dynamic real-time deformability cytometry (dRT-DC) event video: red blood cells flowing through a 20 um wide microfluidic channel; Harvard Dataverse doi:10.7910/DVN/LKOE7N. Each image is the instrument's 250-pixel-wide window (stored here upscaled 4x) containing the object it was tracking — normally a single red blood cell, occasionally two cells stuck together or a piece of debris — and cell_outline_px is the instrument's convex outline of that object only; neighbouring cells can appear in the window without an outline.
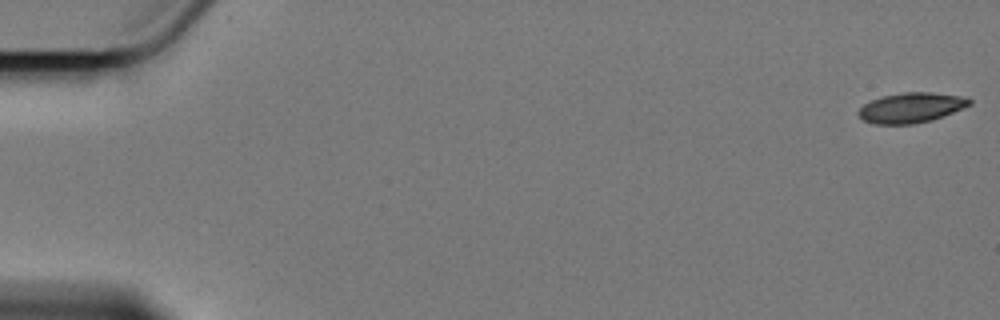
{"species": "Egyptian fruit bat (a non-hibernating species)", "species_latin": "Rousettus aegyptiacus", "temperature_condition": "cold", "stored_images_in_passage": 7, "camera_frame_rate_fps": 3000, "um_per_image_px": 0.085, "animal": {"sex": "female"}, "frame": {"image": 1, "passage_image": 1, "time_ms": 0.0, "image_size_px": [1000, 320], "cell_outline_px": [[972, 104], [952, 112], [928, 120], [912, 124], [876, 124], [864, 120], [856, 112], [864, 104], [872, 100], [884, 96], [904, 92], [932, 92], [960, 96], [972, 100]], "centroid_in_image_um": [77.42, 9.14], "position_along_channel_um": 7.6, "area_um2": 19.02}}
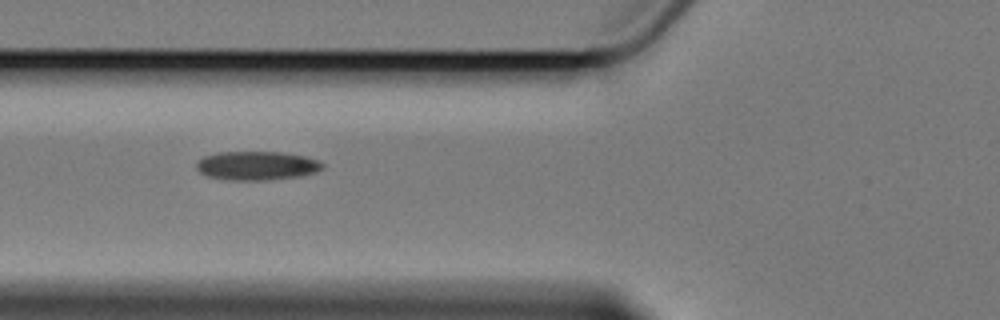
{"frame": {"image": 2, "passage_image": 6, "time_ms": 7.333, "image_size_px": [1000, 320], "cell_outline_px": [[324, 164], [316, 172], [300, 176], [260, 180], [224, 180], [208, 176], [200, 172], [196, 168], [196, 160], [204, 156], [216, 152], [280, 152], [304, 156], [316, 160]], "centroid_in_image_um": [21.75, 14.08], "position_along_channel_um": 104.0, "area_um2": 21.1}}
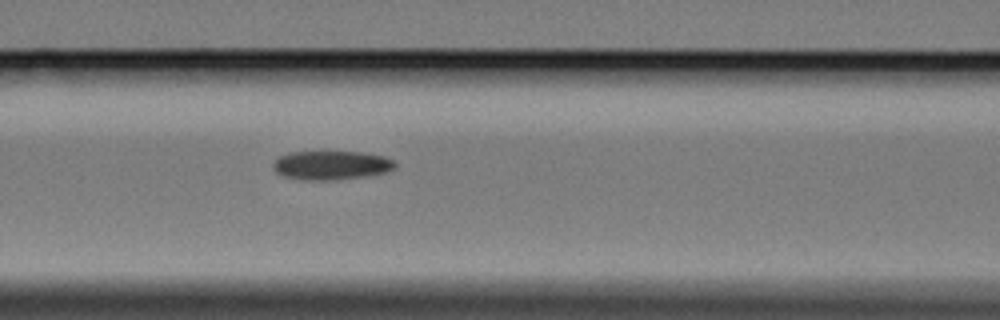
{"frame": {"image": 3, "passage_image": 7, "time_ms": 8.333, "image_size_px": [1000, 320], "cell_outline_px": [[396, 168], [388, 172], [368, 176], [336, 180], [296, 180], [284, 176], [276, 172], [272, 168], [272, 164], [280, 156], [288, 152], [360, 152], [384, 156], [392, 160], [396, 164]], "centroid_in_image_um": [28.16, 14.06], "position_along_channel_um": 138.4, "area_um2": 20.81}}